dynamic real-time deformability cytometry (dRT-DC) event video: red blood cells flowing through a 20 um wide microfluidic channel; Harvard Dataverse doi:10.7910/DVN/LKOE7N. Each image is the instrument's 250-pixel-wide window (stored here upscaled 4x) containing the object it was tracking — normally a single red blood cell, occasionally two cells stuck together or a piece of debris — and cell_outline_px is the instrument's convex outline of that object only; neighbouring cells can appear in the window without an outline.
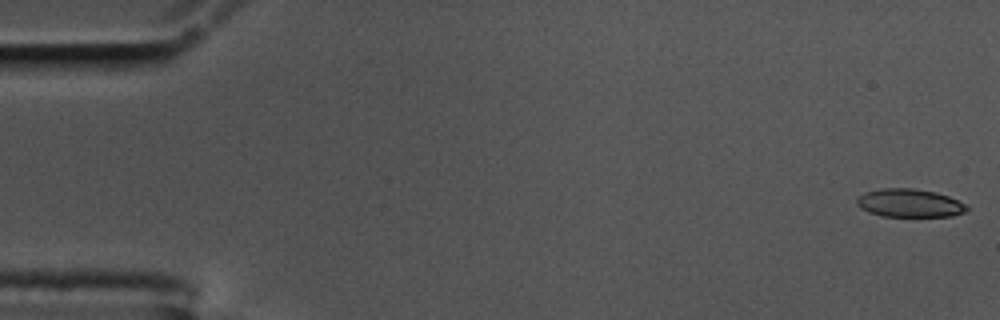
{"species": "common noctule bat (a hibernating species)", "species_latin": "Nyctalus noctula", "temperature_condition": "cold", "stored_images_in_passage": 57, "camera_frame_rate_fps": 3000, "um_per_image_px": 0.085, "animal": {"sex": "male", "body_mass_g": 17.5, "forearm_length_mm": 52.3}, "frame": {"image": 1, "passage_image": 1, "time_ms": 0.0, "image_size_px": [1000, 320], "cell_outline_px": [[968, 212], [952, 216], [880, 216], [868, 212], [860, 208], [856, 204], [856, 200], [864, 192], [884, 188], [912, 188], [936, 192], [948, 196], [968, 204]], "centroid_in_image_um": [77.34, 17.26], "position_along_channel_um": 7.7, "area_um2": 18.26}}
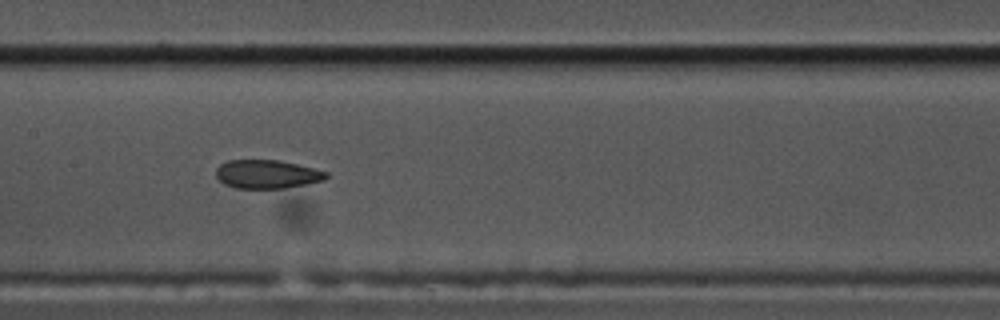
{"frame": {"image": 2, "passage_image": 28, "time_ms": 9.0, "image_size_px": [1000, 320], "cell_outline_px": [[328, 176], [324, 180], [284, 188], [236, 188], [224, 184], [216, 176], [216, 168], [220, 164], [228, 160], [280, 160], [328, 172]], "centroid_in_image_um": [22.67, 14.8], "position_along_channel_um": 184.7, "area_um2": 18.21}}
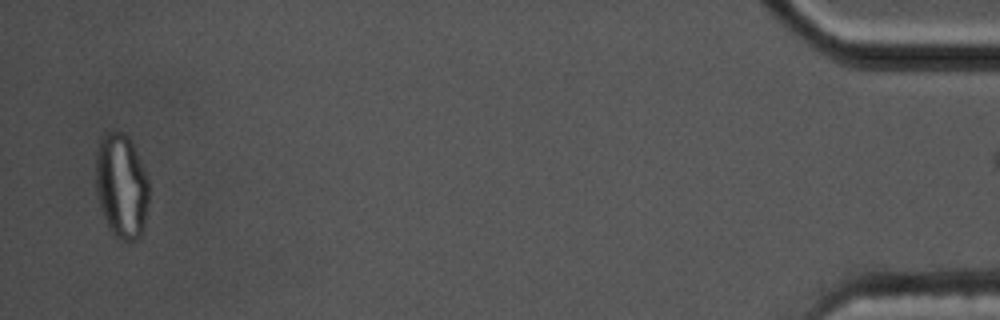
{"frame": {"image": 3, "passage_image": 56, "time_ms": 18.333, "image_size_px": [1000, 320], "cell_outline_px": [[148, 200], [144, 228], [140, 236], [136, 240], [124, 244], [116, 240], [112, 236], [108, 228], [100, 208], [96, 192], [96, 152], [100, 140], [112, 128], [124, 132], [128, 136], [148, 176]], "centroid_in_image_um": [10.32, 15.86], "position_along_channel_um": 424.9, "area_um2": 33.18}}